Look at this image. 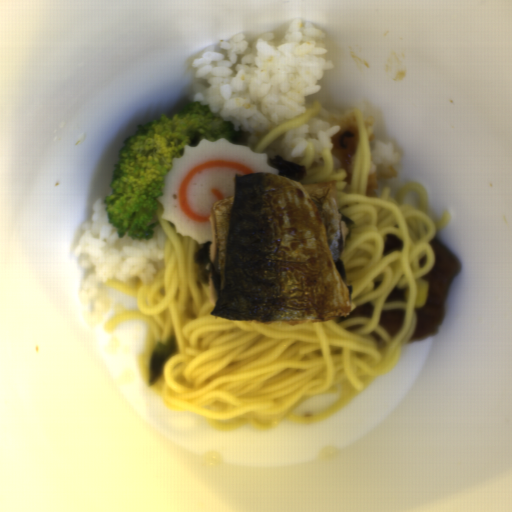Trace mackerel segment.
<instances>
[{
    "mask_svg": "<svg viewBox=\"0 0 512 512\" xmlns=\"http://www.w3.org/2000/svg\"><path fill=\"white\" fill-rule=\"evenodd\" d=\"M209 223L211 316L322 323L355 309L341 259L351 221L336 181L235 173L233 196L212 203Z\"/></svg>",
    "mask_w": 512,
    "mask_h": 512,
    "instance_id": "obj_1",
    "label": "mackerel segment"
}]
</instances>
